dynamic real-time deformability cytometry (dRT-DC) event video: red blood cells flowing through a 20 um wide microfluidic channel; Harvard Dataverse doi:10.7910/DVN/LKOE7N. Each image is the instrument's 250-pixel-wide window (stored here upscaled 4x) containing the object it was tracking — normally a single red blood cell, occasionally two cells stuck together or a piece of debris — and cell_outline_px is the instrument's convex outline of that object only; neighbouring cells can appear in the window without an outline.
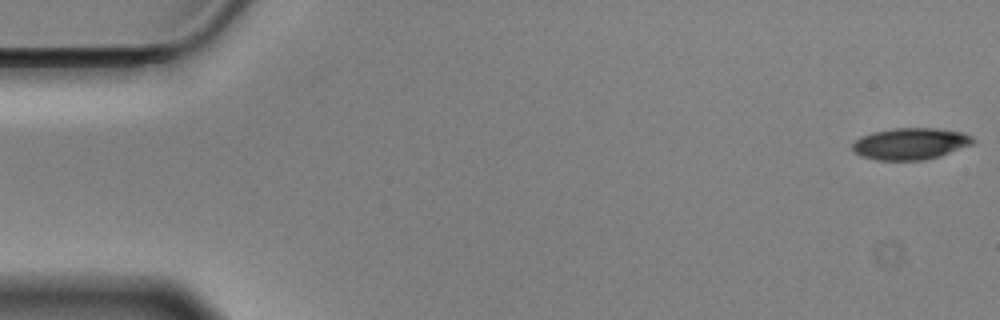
{"species": "Egyptian fruit bat (a non-hibernating species)", "species_latin": "Rousettus aegyptiacus", "temperature_condition": "cold", "stored_images_in_passage": 37, "camera_frame_rate_fps": 3000, "um_per_image_px": 0.085, "animal": {"sex": "male"}, "frame": {"image": 1, "passage_image": 1, "time_ms": 0.0, "image_size_px": [1000, 320], "cell_outline_px": [[976, 140], [972, 144], [940, 156], [924, 160], [876, 160], [860, 156], [852, 148], [852, 144], [860, 136], [872, 132], [892, 128], [940, 128], [964, 132], [972, 136]], "centroid_in_image_um": [77.4, 12.2], "position_along_channel_um": 7.6, "area_um2": 22.43}}
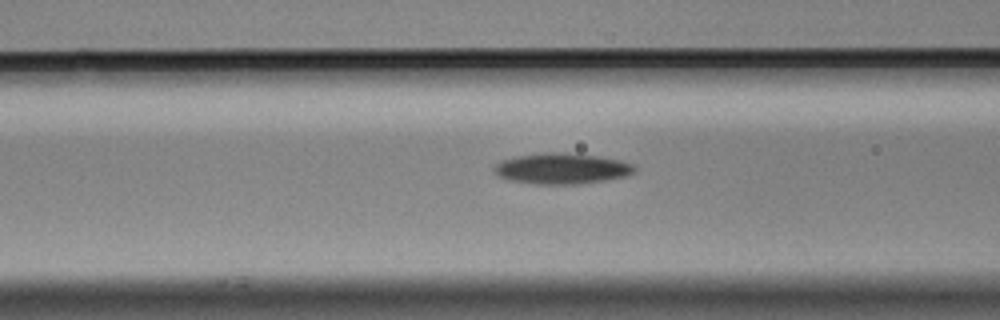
{"frame": {"image": 2, "passage_image": 22, "time_ms": 7.0, "image_size_px": [1000, 320], "cell_outline_px": [[636, 172], [628, 176], [608, 180], [576, 184], [536, 184], [508, 180], [500, 176], [492, 168], [500, 160], [516, 156], [544, 152], [560, 152], [596, 156], [620, 160], [632, 164], [636, 168]], "centroid_in_image_um": [47.76, 14.33], "position_along_channel_um": 118.8, "area_um2": 25.32}}
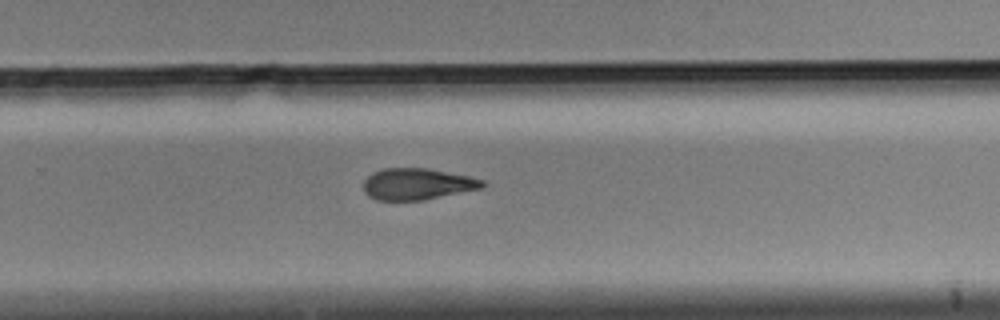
{"frame": {"image": 3, "passage_image": 37, "time_ms": 12.0, "image_size_px": [1000, 320], "cell_outline_px": [[488, 184], [484, 188], [424, 200], [376, 200], [368, 196], [364, 192], [364, 180], [372, 172], [384, 168], [428, 168], [468, 176], [484, 180]], "centroid_in_image_um": [35.49, 15.64], "position_along_channel_um": 294.3, "area_um2": 22.02}}